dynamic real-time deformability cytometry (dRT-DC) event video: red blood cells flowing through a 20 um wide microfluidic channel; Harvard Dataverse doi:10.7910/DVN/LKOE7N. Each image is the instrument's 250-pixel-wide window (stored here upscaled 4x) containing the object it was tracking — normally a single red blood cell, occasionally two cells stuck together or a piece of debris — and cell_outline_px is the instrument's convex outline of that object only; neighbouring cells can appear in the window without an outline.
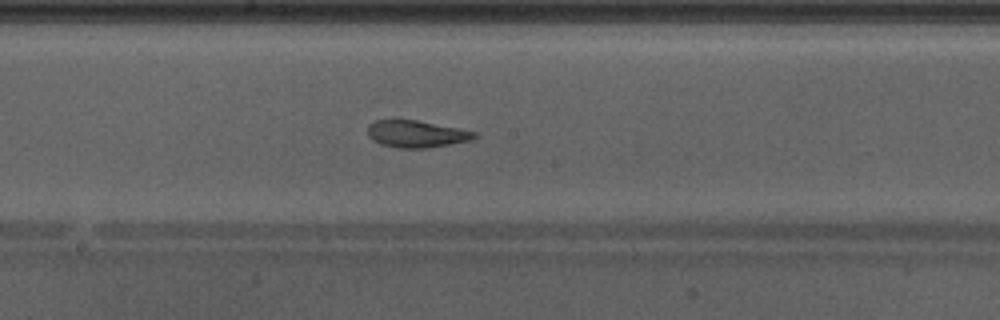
{"species": "Egyptian fruit bat (a non-hibernating species)", "species_latin": "Rousettus aegyptiacus", "temperature_condition": "warm", "stored_images_in_passage": 33, "camera_frame_rate_fps": 3000, "um_per_image_px": 0.085, "animal": {"sex": "male"}, "frame": {"image": 1, "passage_image": 15, "time_ms": 4.667, "image_size_px": [1000, 320], "cell_outline_px": [[480, 136], [472, 140], [428, 148], [396, 148], [372, 140], [368, 136], [368, 124], [376, 120], [416, 120], [460, 128], [476, 132]], "centroid_in_image_um": [35.43, 11.38], "position_along_channel_um": 212.8, "area_um2": 16.88}}